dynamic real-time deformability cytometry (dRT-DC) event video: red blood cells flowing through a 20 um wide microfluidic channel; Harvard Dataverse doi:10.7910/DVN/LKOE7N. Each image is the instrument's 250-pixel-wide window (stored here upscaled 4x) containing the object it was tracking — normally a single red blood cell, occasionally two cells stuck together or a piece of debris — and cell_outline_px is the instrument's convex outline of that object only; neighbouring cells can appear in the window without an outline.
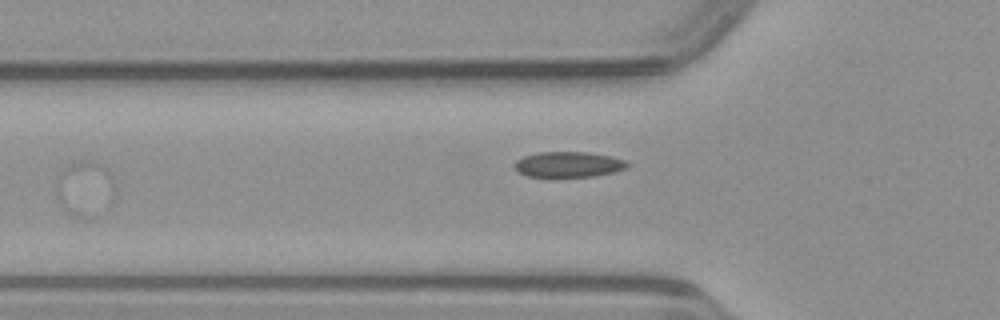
{"species": "common noctule bat (a hibernating species)", "species_latin": "Nyctalus noctula", "temperature_condition": "warm", "stored_images_in_passage": 28, "camera_frame_rate_fps": 3000, "um_per_image_px": 0.085, "animal": {"sex": "male", "body_mass_g": 23.1, "forearm_length_mm": 52.7}, "frame": {"image": 1, "passage_image": 10, "time_ms": 3.0, "image_size_px": [1000, 320], "cell_outline_px": [[116, 200], [108, 212], [96, 216], [76, 216], [68, 212], [64, 208], [56, 196], [56, 184], [60, 172], [64, 168], [80, 160], [92, 160], [100, 164], [108, 172], [116, 188]], "centroid_in_image_um": [7.3, 16.07], "position_along_channel_um": 118.5, "area_um2": 19.42}}
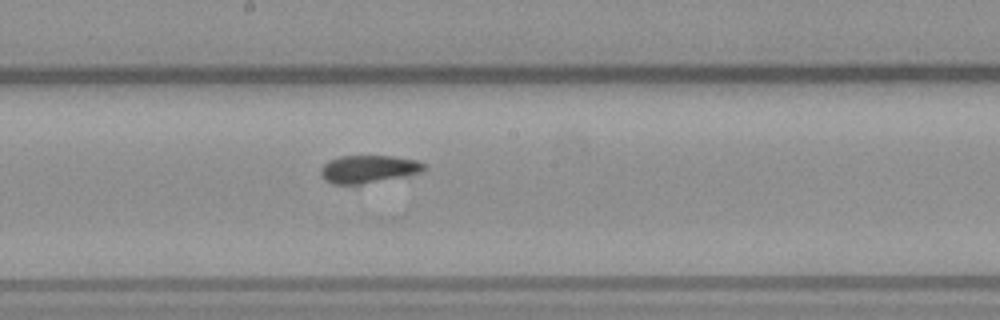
{"frame": {"image": 2, "passage_image": 20, "time_ms": 6.333, "image_size_px": [1000, 320], "cell_outline_px": [[428, 168], [420, 172], [408, 176], [360, 184], [332, 184], [324, 180], [320, 172], [320, 168], [328, 160], [340, 156], [392, 156], [416, 160], [428, 164]], "centroid_in_image_um": [31.34, 14.37], "position_along_channel_um": 216.9, "area_um2": 16.94}}
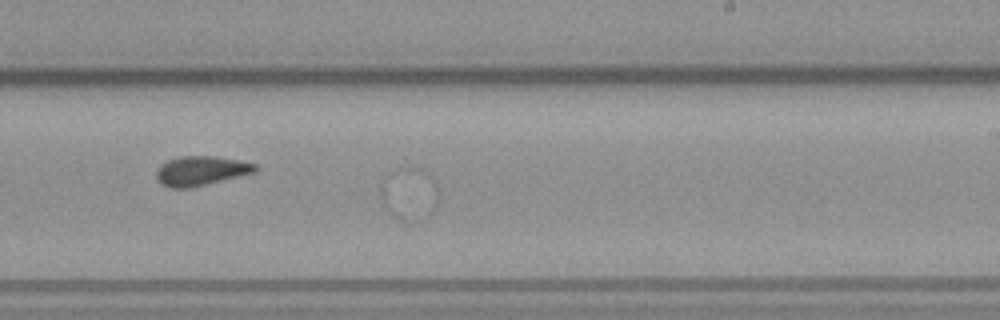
{"frame": {"image": 3, "passage_image": 24, "time_ms": 7.667, "image_size_px": [1000, 320], "cell_outline_px": [[436, 204], [432, 212], [428, 216], [412, 224], [400, 220], [392, 216], [388, 212], [384, 204], [380, 192], [380, 184], [400, 168], [420, 168], [428, 172], [432, 176], [436, 184]], "centroid_in_image_um": [34.8, 16.53], "position_along_channel_um": 254.2, "area_um2": 17.63}}